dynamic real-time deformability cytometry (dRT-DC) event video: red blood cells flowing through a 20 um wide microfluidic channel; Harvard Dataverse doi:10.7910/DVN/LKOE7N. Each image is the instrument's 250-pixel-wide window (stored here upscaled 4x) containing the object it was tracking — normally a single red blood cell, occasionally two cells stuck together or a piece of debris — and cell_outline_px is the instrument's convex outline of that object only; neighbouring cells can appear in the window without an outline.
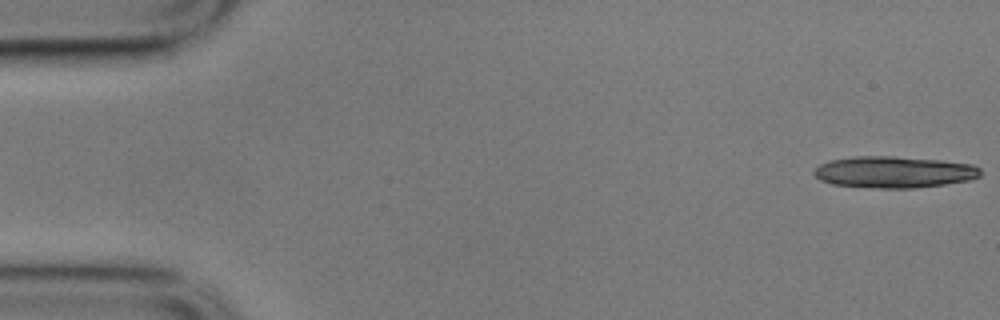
{"species": "common noctule bat (a hibernating species)", "species_latin": "Nyctalus noctula", "temperature_condition": "cold", "stored_images_in_passage": 10, "camera_frame_rate_fps": 3000, "um_per_image_px": 0.085, "animal": {"sex": "male", "body_mass_g": 17.9}, "frame": {"image": 1, "passage_image": 1, "time_ms": 0.0, "image_size_px": [1000, 320], "cell_outline_px": [[980, 176], [968, 180], [944, 184], [916, 188], [880, 188], [832, 184], [820, 180], [812, 172], [820, 164], [828, 160], [852, 156], [892, 156], [940, 160], [972, 164], [980, 168]], "centroid_in_image_um": [75.96, 14.62], "position_along_channel_um": 9.0, "area_um2": 30.58}}